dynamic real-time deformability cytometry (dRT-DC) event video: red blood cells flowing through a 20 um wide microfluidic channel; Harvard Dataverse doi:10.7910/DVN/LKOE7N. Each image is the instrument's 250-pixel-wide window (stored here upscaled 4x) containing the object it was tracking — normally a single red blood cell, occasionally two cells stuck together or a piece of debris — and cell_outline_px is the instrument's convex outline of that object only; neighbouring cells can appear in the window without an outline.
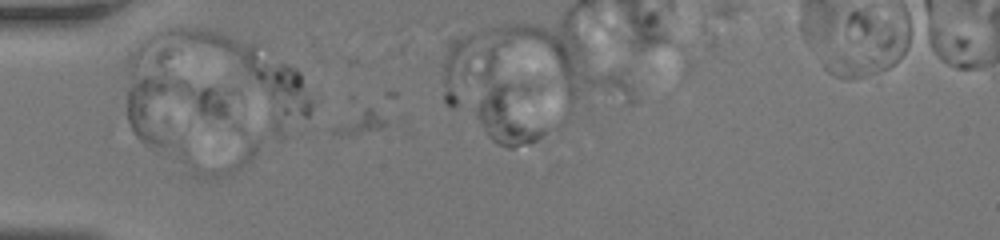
{"species": "human", "species_latin": "Homo sapiens", "temperature_condition": "room temperature", "stored_images_in_passage": 4, "camera_frame_rate_fps": 3000, "um_per_image_px": 0.085, "donor": {"sex": "female"}, "frame": {"image": 1, "passage_image": 2, "time_ms": 0.333, "image_size_px": [1000, 240], "cell_outline_px": [[256, 152], [248, 160], [228, 176], [212, 180], [204, 180], [188, 176], [180, 160], [180, 148], [236, 124], [256, 140]], "centroid_in_image_um": [18.53, 13.08], "position_along_channel_um": 66.5, "area_um2": 20.46}}